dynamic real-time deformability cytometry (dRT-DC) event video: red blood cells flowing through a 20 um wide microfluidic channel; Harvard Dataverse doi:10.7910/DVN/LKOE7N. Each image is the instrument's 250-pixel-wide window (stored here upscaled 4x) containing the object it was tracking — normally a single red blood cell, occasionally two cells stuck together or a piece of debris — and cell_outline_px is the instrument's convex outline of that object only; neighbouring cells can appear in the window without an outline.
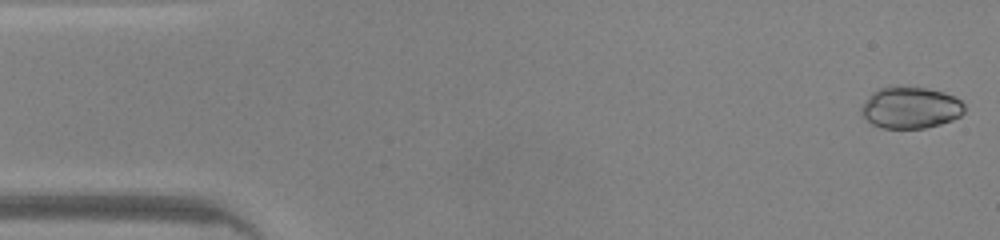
{"species": "common noctule bat (a hibernating species)", "species_latin": "Nyctalus noctula", "temperature_condition": "warm", "stored_images_in_passage": 46, "camera_frame_rate_fps": 3000, "um_per_image_px": 0.085, "animal": {"sex": "male", "body_mass_g": 20.0, "forearm_length_mm": 53.3}, "frame": {"image": 1, "passage_image": 1, "time_ms": 0.0, "image_size_px": [1000, 240], "cell_outline_px": [[964, 112], [960, 116], [952, 120], [940, 124], [924, 128], [880, 128], [872, 124], [860, 112], [860, 108], [872, 92], [880, 88], [928, 88], [944, 92], [960, 100], [964, 104]], "centroid_in_image_um": [77.4, 9.17], "position_along_channel_um": 7.6, "area_um2": 24.62}}
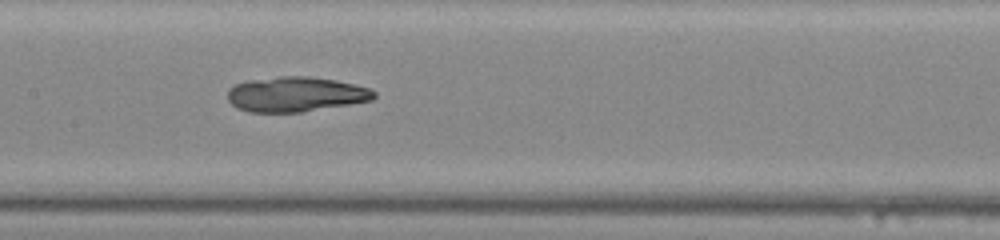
{"frame": {"image": 2, "passage_image": 22, "time_ms": 7.0, "image_size_px": [1000, 240], "cell_outline_px": [[376, 96], [372, 100], [300, 112], [248, 112], [236, 108], [228, 100], [228, 88], [236, 84], [248, 80], [280, 76], [308, 76], [336, 80], [368, 88], [376, 92]], "centroid_in_image_um": [25.09, 8.01], "position_along_channel_um": 182.3, "area_um2": 29.71}}
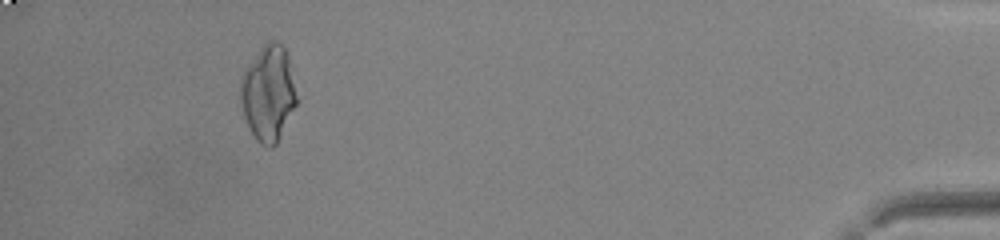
{"frame": {"image": 3, "passage_image": 43, "time_ms": 14.0, "image_size_px": [1000, 240], "cell_outline_px": [[300, 100], [276, 144], [272, 148], [268, 148], [260, 144], [252, 136], [244, 116], [240, 100], [240, 80], [244, 68], [260, 48], [268, 40], [276, 40], [284, 44], [288, 56]], "centroid_in_image_um": [22.83, 7.92], "position_along_channel_um": 412.4, "area_um2": 32.25}, "authors_computed_cell_mechanics": {"area_um2": 29.2468, "velocity_mm_per_s": 4.2942, "shape_relaxation_time_tau1_ms": null, "shape_relaxation_time_tau2_ms": 3.3094, "deformation_change_tau1": null, "deformation_change_tau2": 0.0622}}